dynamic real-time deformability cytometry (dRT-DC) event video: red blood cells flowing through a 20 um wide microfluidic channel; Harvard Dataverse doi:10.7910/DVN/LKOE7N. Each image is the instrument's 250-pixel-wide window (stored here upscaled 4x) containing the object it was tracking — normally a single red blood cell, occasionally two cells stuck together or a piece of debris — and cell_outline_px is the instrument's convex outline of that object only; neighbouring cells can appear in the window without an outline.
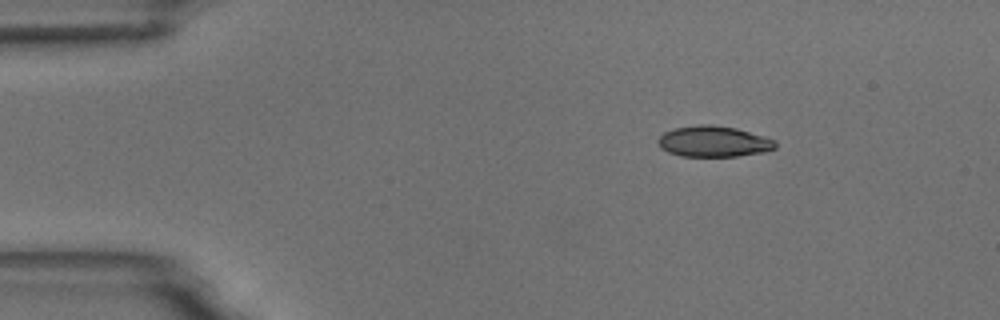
{"species": "common noctule bat (a hibernating species)", "species_latin": "Nyctalus noctula", "temperature_condition": "room temperature", "stored_images_in_passage": 3, "camera_frame_rate_fps": 3000, "um_per_image_px": 0.085, "animal": {"sex": "male", "body_mass_g": 18.8}, "frame": {"image": 1, "passage_image": 3, "time_ms": 3.0, "image_size_px": [1000, 320], "cell_outline_px": [[776, 148], [764, 152], [736, 156], [680, 156], [668, 152], [660, 148], [656, 140], [664, 132], [672, 128], [696, 124], [712, 124], [736, 128], [764, 136], [776, 140]], "centroid_in_image_um": [60.63, 12.01], "position_along_channel_um": 24.4, "area_um2": 21.39}}